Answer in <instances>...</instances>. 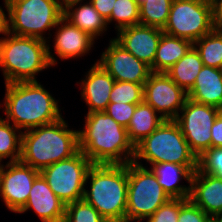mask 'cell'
I'll return each instance as SVG.
<instances>
[{
    "label": "cell",
    "instance_id": "obj_12",
    "mask_svg": "<svg viewBox=\"0 0 222 222\" xmlns=\"http://www.w3.org/2000/svg\"><path fill=\"white\" fill-rule=\"evenodd\" d=\"M187 99V92L165 72H152L143 85V101L165 120H175Z\"/></svg>",
    "mask_w": 222,
    "mask_h": 222
},
{
    "label": "cell",
    "instance_id": "obj_14",
    "mask_svg": "<svg viewBox=\"0 0 222 222\" xmlns=\"http://www.w3.org/2000/svg\"><path fill=\"white\" fill-rule=\"evenodd\" d=\"M115 81L144 84L152 73L145 62L137 59L114 38L97 61Z\"/></svg>",
    "mask_w": 222,
    "mask_h": 222
},
{
    "label": "cell",
    "instance_id": "obj_36",
    "mask_svg": "<svg viewBox=\"0 0 222 222\" xmlns=\"http://www.w3.org/2000/svg\"><path fill=\"white\" fill-rule=\"evenodd\" d=\"M211 147H222V113L220 112L211 127Z\"/></svg>",
    "mask_w": 222,
    "mask_h": 222
},
{
    "label": "cell",
    "instance_id": "obj_4",
    "mask_svg": "<svg viewBox=\"0 0 222 222\" xmlns=\"http://www.w3.org/2000/svg\"><path fill=\"white\" fill-rule=\"evenodd\" d=\"M85 183L90 184L83 196L87 203L107 222H126L128 164H93Z\"/></svg>",
    "mask_w": 222,
    "mask_h": 222
},
{
    "label": "cell",
    "instance_id": "obj_41",
    "mask_svg": "<svg viewBox=\"0 0 222 222\" xmlns=\"http://www.w3.org/2000/svg\"><path fill=\"white\" fill-rule=\"evenodd\" d=\"M211 222H222V213L210 217Z\"/></svg>",
    "mask_w": 222,
    "mask_h": 222
},
{
    "label": "cell",
    "instance_id": "obj_10",
    "mask_svg": "<svg viewBox=\"0 0 222 222\" xmlns=\"http://www.w3.org/2000/svg\"><path fill=\"white\" fill-rule=\"evenodd\" d=\"M93 163L79 150L70 158L53 163L40 171L53 193L65 205L81 200L86 176Z\"/></svg>",
    "mask_w": 222,
    "mask_h": 222
},
{
    "label": "cell",
    "instance_id": "obj_9",
    "mask_svg": "<svg viewBox=\"0 0 222 222\" xmlns=\"http://www.w3.org/2000/svg\"><path fill=\"white\" fill-rule=\"evenodd\" d=\"M214 28V5L201 0H173L163 32L194 43Z\"/></svg>",
    "mask_w": 222,
    "mask_h": 222
},
{
    "label": "cell",
    "instance_id": "obj_26",
    "mask_svg": "<svg viewBox=\"0 0 222 222\" xmlns=\"http://www.w3.org/2000/svg\"><path fill=\"white\" fill-rule=\"evenodd\" d=\"M193 46L198 51L203 65L222 68V29L215 27L210 33L196 40Z\"/></svg>",
    "mask_w": 222,
    "mask_h": 222
},
{
    "label": "cell",
    "instance_id": "obj_15",
    "mask_svg": "<svg viewBox=\"0 0 222 222\" xmlns=\"http://www.w3.org/2000/svg\"><path fill=\"white\" fill-rule=\"evenodd\" d=\"M163 33V29L137 24L118 30L114 39L137 59L151 67Z\"/></svg>",
    "mask_w": 222,
    "mask_h": 222
},
{
    "label": "cell",
    "instance_id": "obj_11",
    "mask_svg": "<svg viewBox=\"0 0 222 222\" xmlns=\"http://www.w3.org/2000/svg\"><path fill=\"white\" fill-rule=\"evenodd\" d=\"M220 112L217 107L200 104L188 98L176 117L175 121L197 158L211 148V127Z\"/></svg>",
    "mask_w": 222,
    "mask_h": 222
},
{
    "label": "cell",
    "instance_id": "obj_27",
    "mask_svg": "<svg viewBox=\"0 0 222 222\" xmlns=\"http://www.w3.org/2000/svg\"><path fill=\"white\" fill-rule=\"evenodd\" d=\"M139 4V24L164 29L173 0H136Z\"/></svg>",
    "mask_w": 222,
    "mask_h": 222
},
{
    "label": "cell",
    "instance_id": "obj_37",
    "mask_svg": "<svg viewBox=\"0 0 222 222\" xmlns=\"http://www.w3.org/2000/svg\"><path fill=\"white\" fill-rule=\"evenodd\" d=\"M97 12L106 20L110 17L111 11L117 0H89Z\"/></svg>",
    "mask_w": 222,
    "mask_h": 222
},
{
    "label": "cell",
    "instance_id": "obj_23",
    "mask_svg": "<svg viewBox=\"0 0 222 222\" xmlns=\"http://www.w3.org/2000/svg\"><path fill=\"white\" fill-rule=\"evenodd\" d=\"M193 46L189 40L162 34L157 46L152 72H166L178 62Z\"/></svg>",
    "mask_w": 222,
    "mask_h": 222
},
{
    "label": "cell",
    "instance_id": "obj_33",
    "mask_svg": "<svg viewBox=\"0 0 222 222\" xmlns=\"http://www.w3.org/2000/svg\"><path fill=\"white\" fill-rule=\"evenodd\" d=\"M189 199L170 198L161 205L146 222H177L180 208Z\"/></svg>",
    "mask_w": 222,
    "mask_h": 222
},
{
    "label": "cell",
    "instance_id": "obj_38",
    "mask_svg": "<svg viewBox=\"0 0 222 222\" xmlns=\"http://www.w3.org/2000/svg\"><path fill=\"white\" fill-rule=\"evenodd\" d=\"M215 27L222 29V0H217L214 5Z\"/></svg>",
    "mask_w": 222,
    "mask_h": 222
},
{
    "label": "cell",
    "instance_id": "obj_28",
    "mask_svg": "<svg viewBox=\"0 0 222 222\" xmlns=\"http://www.w3.org/2000/svg\"><path fill=\"white\" fill-rule=\"evenodd\" d=\"M22 131L0 116V164L7 158L8 162L20 161Z\"/></svg>",
    "mask_w": 222,
    "mask_h": 222
},
{
    "label": "cell",
    "instance_id": "obj_19",
    "mask_svg": "<svg viewBox=\"0 0 222 222\" xmlns=\"http://www.w3.org/2000/svg\"><path fill=\"white\" fill-rule=\"evenodd\" d=\"M189 199L209 217L222 213V179L197 169L192 174Z\"/></svg>",
    "mask_w": 222,
    "mask_h": 222
},
{
    "label": "cell",
    "instance_id": "obj_3",
    "mask_svg": "<svg viewBox=\"0 0 222 222\" xmlns=\"http://www.w3.org/2000/svg\"><path fill=\"white\" fill-rule=\"evenodd\" d=\"M64 118L22 131L20 161L42 171L79 151L78 130L68 129Z\"/></svg>",
    "mask_w": 222,
    "mask_h": 222
},
{
    "label": "cell",
    "instance_id": "obj_21",
    "mask_svg": "<svg viewBox=\"0 0 222 222\" xmlns=\"http://www.w3.org/2000/svg\"><path fill=\"white\" fill-rule=\"evenodd\" d=\"M188 98L200 104L222 108V70L203 65Z\"/></svg>",
    "mask_w": 222,
    "mask_h": 222
},
{
    "label": "cell",
    "instance_id": "obj_7",
    "mask_svg": "<svg viewBox=\"0 0 222 222\" xmlns=\"http://www.w3.org/2000/svg\"><path fill=\"white\" fill-rule=\"evenodd\" d=\"M4 5L10 34L44 41L46 31L55 29L64 13L56 0H4Z\"/></svg>",
    "mask_w": 222,
    "mask_h": 222
},
{
    "label": "cell",
    "instance_id": "obj_22",
    "mask_svg": "<svg viewBox=\"0 0 222 222\" xmlns=\"http://www.w3.org/2000/svg\"><path fill=\"white\" fill-rule=\"evenodd\" d=\"M63 16L94 39L102 36L107 30L106 19L97 12L90 1L83 2V4L77 2L69 5L64 10Z\"/></svg>",
    "mask_w": 222,
    "mask_h": 222
},
{
    "label": "cell",
    "instance_id": "obj_25",
    "mask_svg": "<svg viewBox=\"0 0 222 222\" xmlns=\"http://www.w3.org/2000/svg\"><path fill=\"white\" fill-rule=\"evenodd\" d=\"M203 67L198 51L192 46L189 51L165 73L182 89L188 92L194 85Z\"/></svg>",
    "mask_w": 222,
    "mask_h": 222
},
{
    "label": "cell",
    "instance_id": "obj_13",
    "mask_svg": "<svg viewBox=\"0 0 222 222\" xmlns=\"http://www.w3.org/2000/svg\"><path fill=\"white\" fill-rule=\"evenodd\" d=\"M39 174L40 171L21 161L0 164V196L7 209L18 213L25 206Z\"/></svg>",
    "mask_w": 222,
    "mask_h": 222
},
{
    "label": "cell",
    "instance_id": "obj_17",
    "mask_svg": "<svg viewBox=\"0 0 222 222\" xmlns=\"http://www.w3.org/2000/svg\"><path fill=\"white\" fill-rule=\"evenodd\" d=\"M55 28L53 49L61 60L83 57L89 53L94 45V38L74 26L64 16Z\"/></svg>",
    "mask_w": 222,
    "mask_h": 222
},
{
    "label": "cell",
    "instance_id": "obj_20",
    "mask_svg": "<svg viewBox=\"0 0 222 222\" xmlns=\"http://www.w3.org/2000/svg\"><path fill=\"white\" fill-rule=\"evenodd\" d=\"M151 172L170 198L189 199L192 172L184 165L171 162L151 164ZM185 179L189 186L178 184Z\"/></svg>",
    "mask_w": 222,
    "mask_h": 222
},
{
    "label": "cell",
    "instance_id": "obj_39",
    "mask_svg": "<svg viewBox=\"0 0 222 222\" xmlns=\"http://www.w3.org/2000/svg\"><path fill=\"white\" fill-rule=\"evenodd\" d=\"M8 33V22H7V16L0 6V35H6ZM4 39V37L0 38V42Z\"/></svg>",
    "mask_w": 222,
    "mask_h": 222
},
{
    "label": "cell",
    "instance_id": "obj_8",
    "mask_svg": "<svg viewBox=\"0 0 222 222\" xmlns=\"http://www.w3.org/2000/svg\"><path fill=\"white\" fill-rule=\"evenodd\" d=\"M170 199L150 168L142 162L128 163L126 222H141Z\"/></svg>",
    "mask_w": 222,
    "mask_h": 222
},
{
    "label": "cell",
    "instance_id": "obj_24",
    "mask_svg": "<svg viewBox=\"0 0 222 222\" xmlns=\"http://www.w3.org/2000/svg\"><path fill=\"white\" fill-rule=\"evenodd\" d=\"M165 119L144 101L136 105L127 133L134 147L158 128Z\"/></svg>",
    "mask_w": 222,
    "mask_h": 222
},
{
    "label": "cell",
    "instance_id": "obj_5",
    "mask_svg": "<svg viewBox=\"0 0 222 222\" xmlns=\"http://www.w3.org/2000/svg\"><path fill=\"white\" fill-rule=\"evenodd\" d=\"M49 42L8 32L0 42V68L5 84L36 81V74L55 66L57 60L50 51Z\"/></svg>",
    "mask_w": 222,
    "mask_h": 222
},
{
    "label": "cell",
    "instance_id": "obj_31",
    "mask_svg": "<svg viewBox=\"0 0 222 222\" xmlns=\"http://www.w3.org/2000/svg\"><path fill=\"white\" fill-rule=\"evenodd\" d=\"M64 222H107L100 213L84 199L66 205Z\"/></svg>",
    "mask_w": 222,
    "mask_h": 222
},
{
    "label": "cell",
    "instance_id": "obj_18",
    "mask_svg": "<svg viewBox=\"0 0 222 222\" xmlns=\"http://www.w3.org/2000/svg\"><path fill=\"white\" fill-rule=\"evenodd\" d=\"M114 83V78L96 61L79 83L81 98L89 108L87 113L107 108Z\"/></svg>",
    "mask_w": 222,
    "mask_h": 222
},
{
    "label": "cell",
    "instance_id": "obj_32",
    "mask_svg": "<svg viewBox=\"0 0 222 222\" xmlns=\"http://www.w3.org/2000/svg\"><path fill=\"white\" fill-rule=\"evenodd\" d=\"M197 169L222 179V147H211L197 158Z\"/></svg>",
    "mask_w": 222,
    "mask_h": 222
},
{
    "label": "cell",
    "instance_id": "obj_42",
    "mask_svg": "<svg viewBox=\"0 0 222 222\" xmlns=\"http://www.w3.org/2000/svg\"><path fill=\"white\" fill-rule=\"evenodd\" d=\"M201 1L210 3V4H212V5H215V3H216L217 0H201Z\"/></svg>",
    "mask_w": 222,
    "mask_h": 222
},
{
    "label": "cell",
    "instance_id": "obj_6",
    "mask_svg": "<svg viewBox=\"0 0 222 222\" xmlns=\"http://www.w3.org/2000/svg\"><path fill=\"white\" fill-rule=\"evenodd\" d=\"M144 159L156 164L171 162L186 166L192 173L197 170V157L175 120H164L150 135L135 146L133 162Z\"/></svg>",
    "mask_w": 222,
    "mask_h": 222
},
{
    "label": "cell",
    "instance_id": "obj_1",
    "mask_svg": "<svg viewBox=\"0 0 222 222\" xmlns=\"http://www.w3.org/2000/svg\"><path fill=\"white\" fill-rule=\"evenodd\" d=\"M84 129L79 130V150L93 164H128L135 155V147L127 129L104 111L86 114Z\"/></svg>",
    "mask_w": 222,
    "mask_h": 222
},
{
    "label": "cell",
    "instance_id": "obj_16",
    "mask_svg": "<svg viewBox=\"0 0 222 222\" xmlns=\"http://www.w3.org/2000/svg\"><path fill=\"white\" fill-rule=\"evenodd\" d=\"M29 209H33L42 222H64L66 205L53 193L41 174L35 178L29 198L18 213Z\"/></svg>",
    "mask_w": 222,
    "mask_h": 222
},
{
    "label": "cell",
    "instance_id": "obj_34",
    "mask_svg": "<svg viewBox=\"0 0 222 222\" xmlns=\"http://www.w3.org/2000/svg\"><path fill=\"white\" fill-rule=\"evenodd\" d=\"M136 105L137 104L110 102L104 112L112 117L118 124L127 128L134 114Z\"/></svg>",
    "mask_w": 222,
    "mask_h": 222
},
{
    "label": "cell",
    "instance_id": "obj_40",
    "mask_svg": "<svg viewBox=\"0 0 222 222\" xmlns=\"http://www.w3.org/2000/svg\"><path fill=\"white\" fill-rule=\"evenodd\" d=\"M59 4V6L65 10L69 5L77 2H83L85 0H56Z\"/></svg>",
    "mask_w": 222,
    "mask_h": 222
},
{
    "label": "cell",
    "instance_id": "obj_35",
    "mask_svg": "<svg viewBox=\"0 0 222 222\" xmlns=\"http://www.w3.org/2000/svg\"><path fill=\"white\" fill-rule=\"evenodd\" d=\"M210 217L190 199L180 208L177 222H209Z\"/></svg>",
    "mask_w": 222,
    "mask_h": 222
},
{
    "label": "cell",
    "instance_id": "obj_29",
    "mask_svg": "<svg viewBox=\"0 0 222 222\" xmlns=\"http://www.w3.org/2000/svg\"><path fill=\"white\" fill-rule=\"evenodd\" d=\"M139 4L136 0H117L112 8L107 25L115 21V30L139 24Z\"/></svg>",
    "mask_w": 222,
    "mask_h": 222
},
{
    "label": "cell",
    "instance_id": "obj_2",
    "mask_svg": "<svg viewBox=\"0 0 222 222\" xmlns=\"http://www.w3.org/2000/svg\"><path fill=\"white\" fill-rule=\"evenodd\" d=\"M5 120L21 130L53 123L62 118L58 101L39 81L5 84Z\"/></svg>",
    "mask_w": 222,
    "mask_h": 222
},
{
    "label": "cell",
    "instance_id": "obj_30",
    "mask_svg": "<svg viewBox=\"0 0 222 222\" xmlns=\"http://www.w3.org/2000/svg\"><path fill=\"white\" fill-rule=\"evenodd\" d=\"M143 85L133 82L115 81L110 93V102L124 104L142 103Z\"/></svg>",
    "mask_w": 222,
    "mask_h": 222
}]
</instances>
